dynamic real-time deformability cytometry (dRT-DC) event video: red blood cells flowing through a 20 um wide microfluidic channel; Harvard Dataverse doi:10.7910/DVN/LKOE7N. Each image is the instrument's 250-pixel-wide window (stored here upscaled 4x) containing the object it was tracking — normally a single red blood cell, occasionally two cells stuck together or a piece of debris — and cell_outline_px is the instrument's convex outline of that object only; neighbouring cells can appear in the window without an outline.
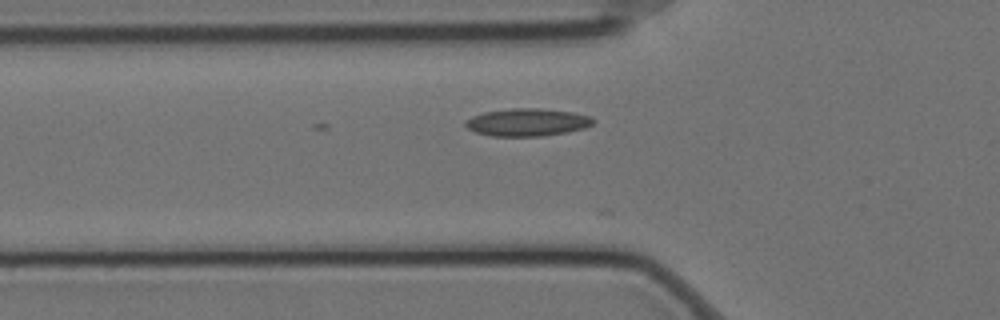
{"species": "Egyptian fruit bat (a non-hibernating species)", "species_latin": "Rousettus aegyptiacus", "temperature_condition": "cold", "stored_images_in_passage": 9, "camera_frame_rate_fps": 3000, "um_per_image_px": 0.085, "animal": {"sex": "female"}, "frame": {"image": 1, "passage_image": 5, "time_ms": 1.333, "image_size_px": [1000, 320], "cell_outline_px": [[596, 120], [592, 124], [584, 128], [568, 132], [540, 136], [492, 136], [476, 132], [468, 128], [464, 124], [464, 120], [472, 116], [484, 112], [512, 108], [540, 108], [572, 112], [588, 116]], "centroid_in_image_um": [44.8, 10.39], "position_along_channel_um": 81.0, "area_um2": 20.52}}
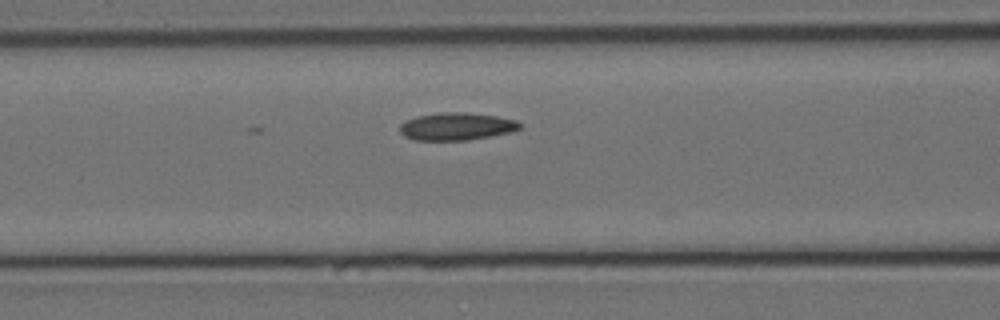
{"frame": {"image": 2, "passage_image": 9, "time_ms": 2.667, "image_size_px": [1000, 320], "cell_outline_px": [[520, 128], [512, 132], [468, 140], [416, 140], [404, 136], [400, 132], [400, 124], [404, 120], [416, 116], [440, 112], [464, 112], [496, 116], [516, 120], [520, 124]], "centroid_in_image_um": [38.77, 10.74], "position_along_channel_um": 127.8, "area_um2": 19.31}}